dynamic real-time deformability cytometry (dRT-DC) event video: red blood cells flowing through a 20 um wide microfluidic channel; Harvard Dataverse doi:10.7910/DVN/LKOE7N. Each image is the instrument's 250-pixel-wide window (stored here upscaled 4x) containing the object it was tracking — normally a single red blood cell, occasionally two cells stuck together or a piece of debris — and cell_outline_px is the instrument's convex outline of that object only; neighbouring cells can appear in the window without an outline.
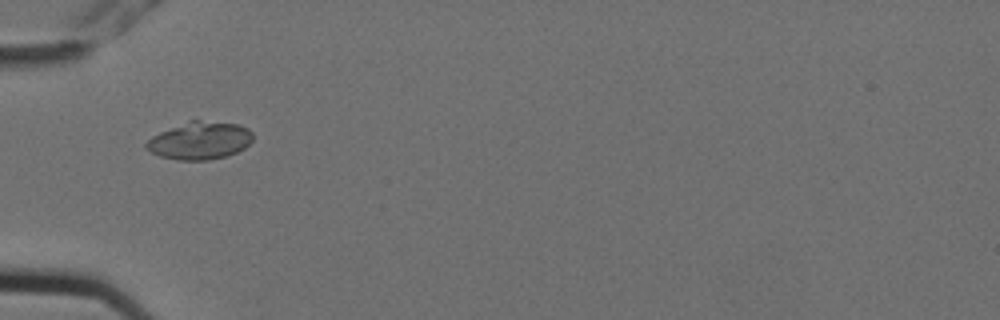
{"species": "Egyptian fruit bat (a non-hibernating species)", "species_latin": "Rousettus aegyptiacus", "temperature_condition": "cold", "stored_images_in_passage": 10, "camera_frame_rate_fps": 3000, "um_per_image_px": 0.085, "animal": {"sex": "female"}, "frame": {"image": 1, "passage_image": 1, "time_ms": 0.0, "image_size_px": [1000, 320], "cell_outline_px": [[252, 140], [244, 148], [228, 156], [208, 160], [176, 160], [160, 156], [144, 148], [144, 144], [152, 136], [160, 132], [188, 120], [200, 120], [240, 124], [248, 128], [252, 132]], "centroid_in_image_um": [16.98, 11.95], "position_along_channel_um": 68.0, "area_um2": 23.52}}
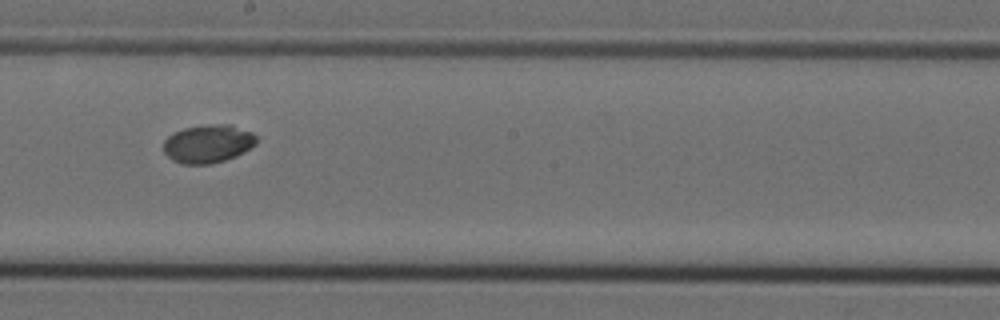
{"frame": {"image": 2, "passage_image": 5, "time_ms": 1.333, "image_size_px": [1000, 320], "cell_outline_px": [[256, 144], [244, 152], [236, 156], [224, 160], [208, 164], [180, 164], [172, 160], [164, 152], [164, 140], [172, 132], [184, 128], [208, 124], [232, 124], [252, 132], [256, 136]], "centroid_in_image_um": [17.67, 12.21], "position_along_channel_um": 230.5, "area_um2": 20.87}}
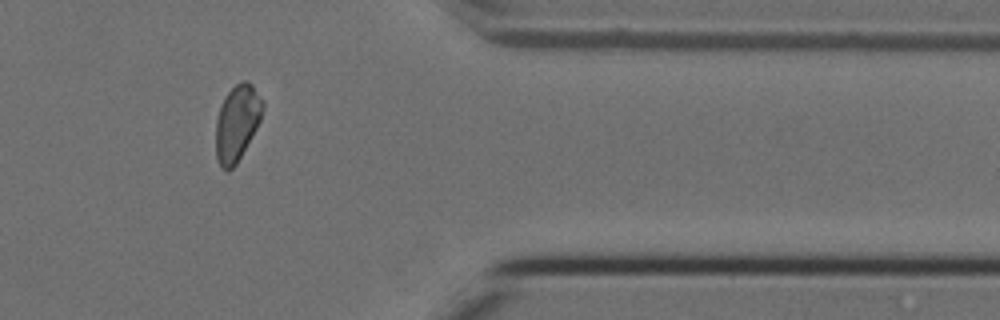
{"frame": {"image": 3, "passage_image": 9, "time_ms": 2.667, "image_size_px": [1000, 320], "cell_outline_px": [[264, 104], [260, 120], [256, 128], [236, 164], [228, 172], [220, 168], [216, 160], [216, 120], [224, 96], [240, 80], [244, 80], [252, 84], [264, 100]], "centroid_in_image_um": [20.14, 10.44], "position_along_channel_um": 391.3, "area_um2": 20.75}}